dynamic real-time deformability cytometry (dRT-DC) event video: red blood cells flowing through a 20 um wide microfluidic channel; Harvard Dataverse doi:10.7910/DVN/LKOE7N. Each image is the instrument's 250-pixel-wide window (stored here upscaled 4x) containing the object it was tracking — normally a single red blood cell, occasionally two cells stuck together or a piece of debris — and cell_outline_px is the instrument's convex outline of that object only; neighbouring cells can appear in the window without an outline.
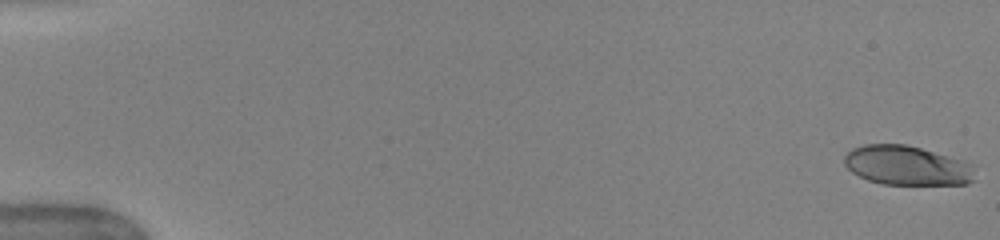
{"species": "human", "species_latin": "Homo sapiens", "temperature_condition": "warm", "stored_images_in_passage": 51, "camera_frame_rate_fps": 3000, "um_per_image_px": 0.085, "donor": {"sex": "female"}, "frame": {"image": 1, "passage_image": 1, "time_ms": 0.0, "image_size_px": [1000, 240], "cell_outline_px": [[976, 180], [968, 184], [884, 184], [868, 180], [852, 172], [844, 164], [844, 156], [852, 148], [864, 144], [904, 144], [920, 148], [964, 160], [972, 164]], "centroid_in_image_um": [77.11, 14.07], "position_along_channel_um": 7.9, "area_um2": 30.06}}
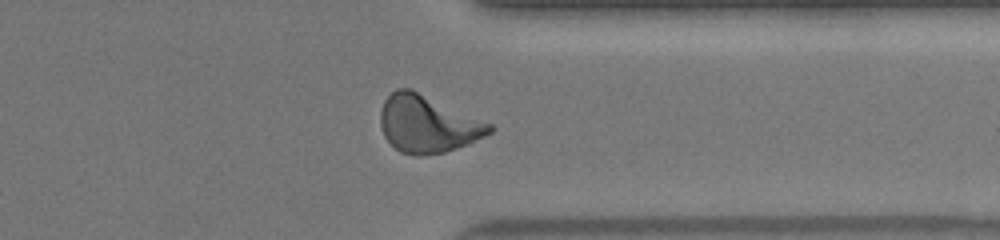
{"frame": {"image": 2, "passage_image": 41, "time_ms": 13.333, "image_size_px": [1000, 240], "cell_outline_px": [[496, 128], [492, 132], [468, 144], [444, 152], [424, 156], [412, 156], [400, 152], [384, 136], [380, 124], [380, 112], [384, 100], [396, 88], [412, 88], [492, 124]], "centroid_in_image_um": [36.34, 10.54], "position_along_channel_um": 375.1, "area_um2": 36.59}}
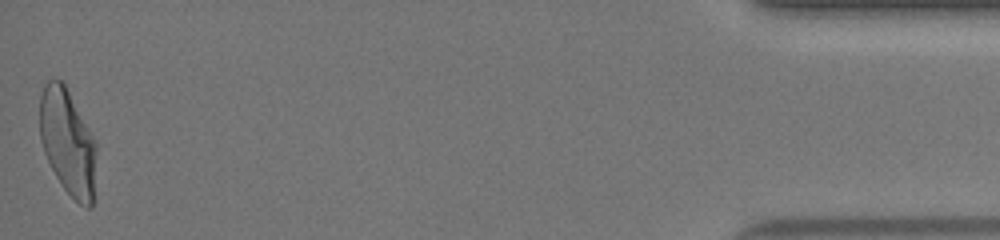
{"frame": {"image": 3, "passage_image": 51, "time_ms": 16.667, "image_size_px": [1000, 240], "cell_outline_px": [[96, 152], [92, 208], [88, 208], [80, 204], [64, 188], [56, 176], [44, 152], [40, 140], [40, 96], [44, 84], [48, 80], [60, 80], [64, 84], [96, 140]], "centroid_in_image_um": [5.75, 12.07], "position_along_channel_um": 429.4, "area_um2": 34.56}, "authors_computed_cell_mechanics": {"area_um2": 34.102, "velocity_mm_per_s": 4.045, "shape_relaxation_time_tau1_ms": 4.4728, "shape_relaxation_time_tau2_ms": 1.1064, "deformation_change_tau1": 0.2284, "deformation_change_tau2": 0.0735}}